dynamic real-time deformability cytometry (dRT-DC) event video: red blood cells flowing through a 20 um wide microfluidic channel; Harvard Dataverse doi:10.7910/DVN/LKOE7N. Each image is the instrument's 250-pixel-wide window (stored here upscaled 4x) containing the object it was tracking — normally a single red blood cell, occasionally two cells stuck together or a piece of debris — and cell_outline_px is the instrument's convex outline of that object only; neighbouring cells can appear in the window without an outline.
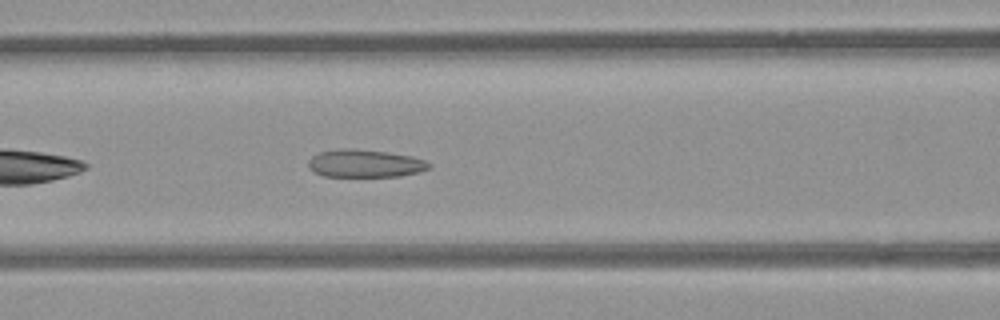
{"species": "common noctule bat (a hibernating species)", "species_latin": "Nyctalus noctula", "temperature_condition": "room temperature", "stored_images_in_passage": 32, "camera_frame_rate_fps": 3000, "um_per_image_px": 0.085, "animal": {"sex": "female", "body_mass_g": 21.9}, "frame": {"image": 1, "passage_image": 8, "time_ms": 2.333, "image_size_px": [1000, 320], "cell_outline_px": [[432, 168], [420, 172], [400, 176], [324, 176], [308, 168], [308, 160], [312, 156], [320, 152], [344, 148], [352, 148], [388, 152], [412, 156], [424, 160], [432, 164]], "centroid_in_image_um": [31.06, 13.89], "position_along_channel_um": 135.5, "area_um2": 19.59}}
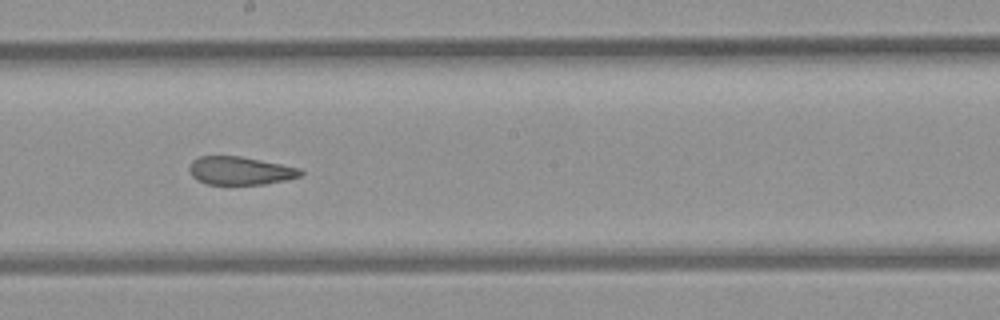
{"frame": {"image": 2, "passage_image": 15, "time_ms": 4.667, "image_size_px": [1000, 320], "cell_outline_px": [[304, 172], [300, 176], [288, 180], [264, 184], [208, 184], [196, 180], [192, 176], [188, 168], [192, 160], [200, 156], [240, 156], [300, 168]], "centroid_in_image_um": [20.4, 14.51], "position_along_channel_um": 227.8, "area_um2": 18.26}}
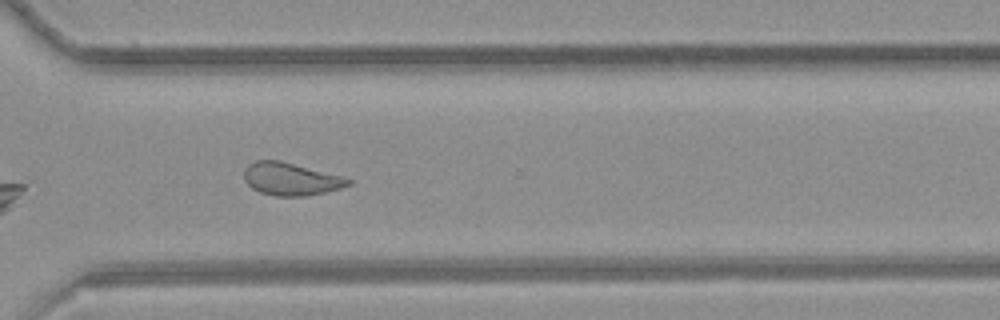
{"frame": {"image": 3, "passage_image": 24, "time_ms": 7.667, "image_size_px": [1000, 320], "cell_outline_px": [[352, 184], [340, 188], [308, 196], [276, 196], [260, 192], [252, 188], [244, 180], [244, 172], [248, 164], [256, 160], [280, 160], [344, 176], [352, 180]], "centroid_in_image_um": [24.74, 15.21], "position_along_channel_um": 345.9, "area_um2": 19.94}, "authors_computed_cell_mechanics": {"area_um2": 19.8254, "velocity_mm_per_s": 3.9626, "shape_relaxation_time_tau1_ms": null, "shape_relaxation_time_tau2_ms": 1.8875, "deformation_change_tau1": null, "deformation_change_tau2": 0.0929}}